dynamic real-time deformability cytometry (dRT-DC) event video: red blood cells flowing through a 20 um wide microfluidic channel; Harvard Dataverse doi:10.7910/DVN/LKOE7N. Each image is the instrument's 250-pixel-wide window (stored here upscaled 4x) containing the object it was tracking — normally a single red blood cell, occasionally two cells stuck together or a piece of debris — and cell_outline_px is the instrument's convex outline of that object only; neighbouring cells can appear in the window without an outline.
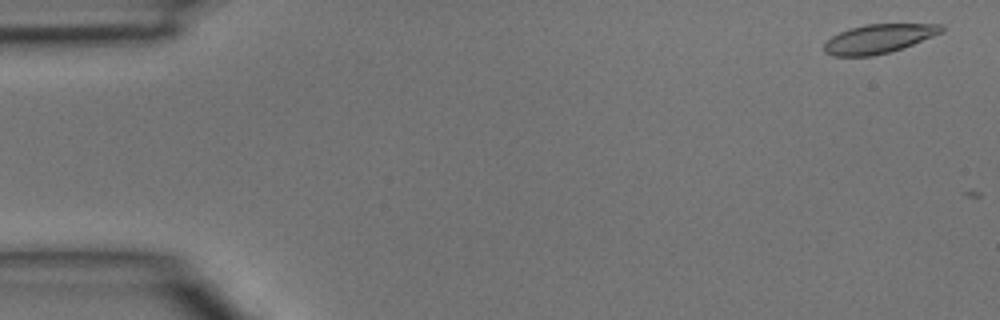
{"species": "common noctule bat (a hibernating species)", "species_latin": "Nyctalus noctula", "temperature_condition": "room temperature", "stored_images_in_passage": 3, "camera_frame_rate_fps": 3000, "um_per_image_px": 0.085, "animal": {"sex": "male", "body_mass_g": 15.6}, "frame": {"image": 1, "passage_image": 2, "time_ms": 0.333, "image_size_px": [1000, 320], "cell_outline_px": [[944, 32], [912, 44], [888, 52], [872, 56], [832, 56], [824, 52], [824, 44], [832, 36], [840, 32], [864, 24], [940, 24], [944, 28]], "centroid_in_image_um": [74.68, 3.29], "position_along_channel_um": 10.3, "area_um2": 19.59}}